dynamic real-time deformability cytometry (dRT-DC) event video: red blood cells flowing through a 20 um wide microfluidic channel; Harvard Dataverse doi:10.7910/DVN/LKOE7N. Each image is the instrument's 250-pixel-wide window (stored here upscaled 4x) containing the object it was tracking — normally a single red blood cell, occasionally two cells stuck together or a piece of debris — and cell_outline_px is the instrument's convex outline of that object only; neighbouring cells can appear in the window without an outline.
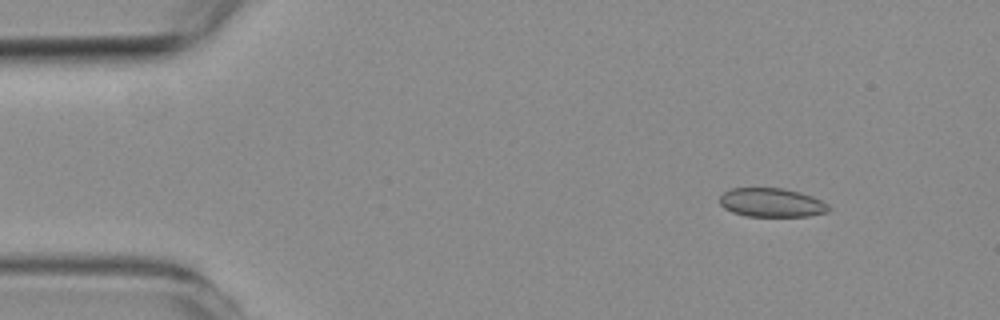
{"species": "common noctule bat (a hibernating species)", "species_latin": "Nyctalus noctula", "temperature_condition": "room temperature", "stored_images_in_passage": 6, "camera_frame_rate_fps": 3000, "um_per_image_px": 0.085, "animal": {"sex": "female", "body_mass_g": 19.3, "forearm_length_mm": 54.1}, "frame": {"image": 1, "passage_image": 2, "time_ms": 1.333, "image_size_px": [1000, 320], "cell_outline_px": [[832, 208], [828, 212], [808, 216], [744, 216], [732, 212], [724, 208], [720, 204], [720, 196], [724, 192], [732, 188], [784, 188], [800, 192], [812, 196], [828, 204]], "centroid_in_image_um": [65.6, 17.22], "position_along_channel_um": 19.4, "area_um2": 18.44}}
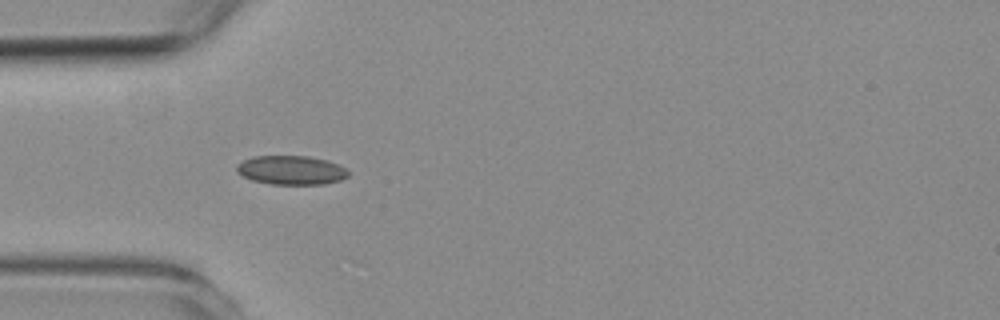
{"frame": {"image": 2, "passage_image": 5, "time_ms": 4.667, "image_size_px": [1000, 320], "cell_outline_px": [[348, 176], [340, 180], [324, 184], [272, 184], [252, 180], [236, 172], [236, 164], [252, 156], [308, 156], [328, 160], [344, 168], [348, 172]], "centroid_in_image_um": [24.72, 14.46], "position_along_channel_um": 60.3, "area_um2": 18.79}}
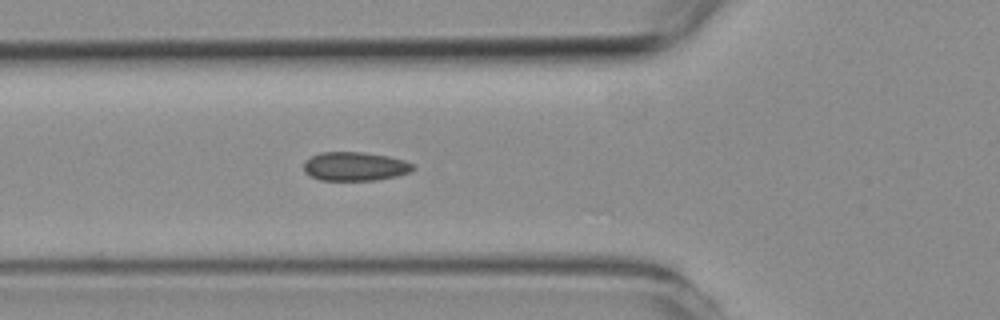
{"frame": {"image": 3, "passage_image": 6, "time_ms": 5.667, "image_size_px": [1000, 320], "cell_outline_px": [[416, 168], [412, 172], [396, 176], [376, 180], [320, 180], [304, 172], [304, 160], [320, 152], [364, 152], [388, 156], [404, 160], [412, 164]], "centroid_in_image_um": [30.18, 14.14], "position_along_channel_um": 95.6, "area_um2": 18.44}}